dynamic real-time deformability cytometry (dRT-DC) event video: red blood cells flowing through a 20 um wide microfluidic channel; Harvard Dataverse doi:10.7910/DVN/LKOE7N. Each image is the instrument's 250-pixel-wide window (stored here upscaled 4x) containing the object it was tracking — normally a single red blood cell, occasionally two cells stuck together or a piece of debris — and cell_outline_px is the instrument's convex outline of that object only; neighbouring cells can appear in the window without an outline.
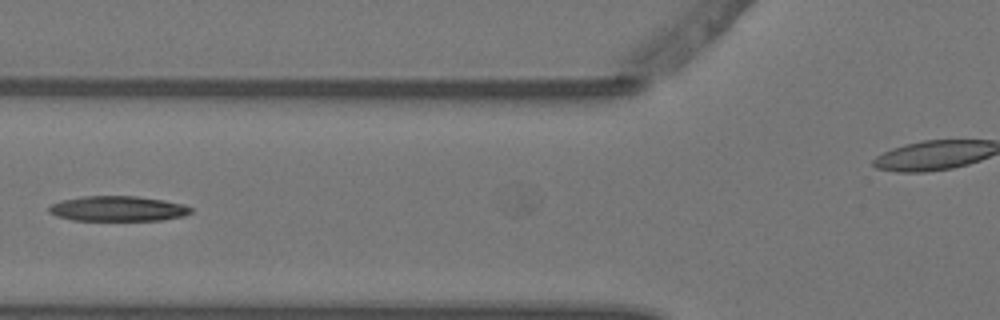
{"species": "Egyptian fruit bat (a non-hibernating species)", "species_latin": "Rousettus aegyptiacus", "temperature_condition": "warm", "stored_images_in_passage": 6, "camera_frame_rate_fps": 3000, "um_per_image_px": 0.085, "animal": {"sex": "female"}, "frame": {"image": 1, "passage_image": 4, "time_ms": 1.0, "image_size_px": [1000, 320], "cell_outline_px": [[192, 212], [184, 216], [160, 220], [72, 220], [56, 216], [48, 212], [48, 208], [52, 204], [64, 200], [84, 196], [136, 196], [164, 200], [184, 204], [192, 208]], "centroid_in_image_um": [10.04, 17.73], "position_along_channel_um": 115.8, "area_um2": 20.75}}